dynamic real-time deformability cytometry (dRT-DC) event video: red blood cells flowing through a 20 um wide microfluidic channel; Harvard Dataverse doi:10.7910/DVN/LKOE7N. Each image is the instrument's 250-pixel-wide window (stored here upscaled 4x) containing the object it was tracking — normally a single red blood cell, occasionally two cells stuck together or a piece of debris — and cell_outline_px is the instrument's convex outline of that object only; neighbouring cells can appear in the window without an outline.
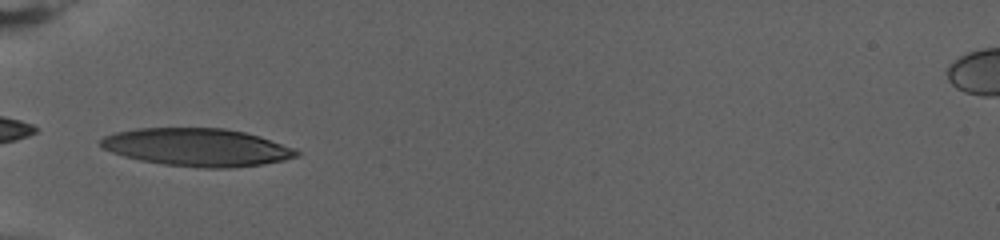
{"species": "human", "species_latin": "Homo sapiens", "temperature_condition": "warm", "stored_images_in_passage": 48, "camera_frame_rate_fps": 3000, "um_per_image_px": 0.085, "donor": {"sex": "female"}, "frame": {"image": 1, "passage_image": 1, "time_ms": 0.0, "image_size_px": [1000, 240], "cell_outline_px": [[300, 156], [284, 160], [264, 164], [232, 168], [204, 168], [164, 164], [140, 160], [124, 156], [100, 148], [100, 140], [104, 136], [116, 132], [136, 128], [224, 128], [244, 132], [260, 136], [296, 148], [300, 152]], "centroid_in_image_um": [16.78, 12.52], "position_along_channel_um": 68.2, "area_um2": 43.41}}
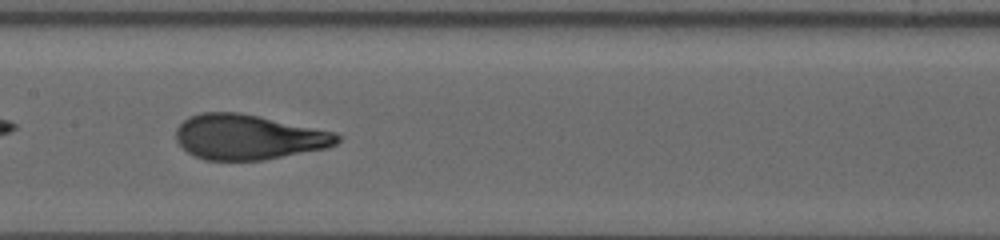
{"frame": {"image": 2, "passage_image": 14, "time_ms": 4.333, "image_size_px": [1000, 240], "cell_outline_px": [[344, 136], [336, 144], [328, 148], [264, 160], [204, 160], [192, 156], [176, 140], [176, 128], [184, 120], [200, 112], [240, 112], [332, 132]], "centroid_in_image_um": [21.1, 11.66], "position_along_channel_um": 186.3, "area_um2": 42.25}}
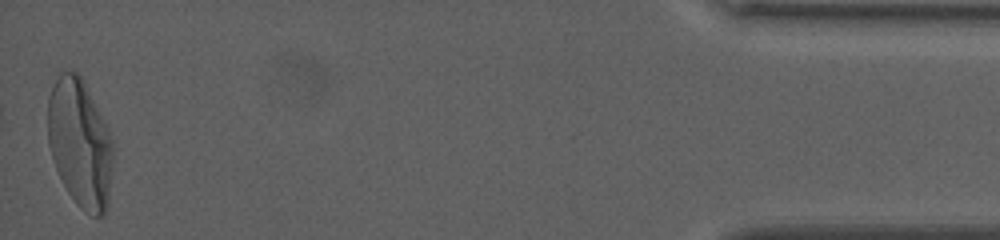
{"frame": {"image": 3, "passage_image": 48, "time_ms": 15.667, "image_size_px": [1000, 240], "cell_outline_px": [[112, 168], [108, 204], [104, 216], [92, 216], [84, 212], [76, 204], [68, 192], [56, 168], [48, 144], [48, 96], [60, 72], [76, 72], [84, 80], [108, 128], [112, 140]], "centroid_in_image_um": [6.81, 12.2], "position_along_channel_um": 428.4, "area_um2": 48.73}, "authors_computed_cell_mechanics": {"area_um2": 42.2518, "velocity_mm_per_s": 2.8258, "shape_relaxation_time_tau1_ms": 7.3794, "shape_relaxation_time_tau2_ms": null, "deformation_change_tau1": 0.2896, "deformation_change_tau2": null}}